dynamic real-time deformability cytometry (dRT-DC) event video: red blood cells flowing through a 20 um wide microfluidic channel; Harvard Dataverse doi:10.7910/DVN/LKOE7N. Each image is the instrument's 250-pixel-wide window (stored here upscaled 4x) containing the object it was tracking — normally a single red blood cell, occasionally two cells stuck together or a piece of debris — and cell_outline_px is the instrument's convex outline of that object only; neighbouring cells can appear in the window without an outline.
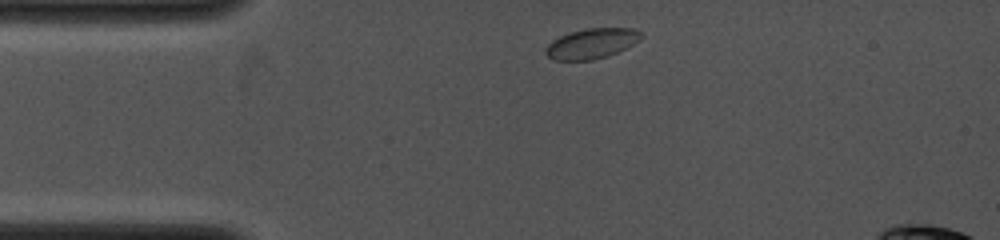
{"species": "common noctule bat (a hibernating species)", "species_latin": "Nyctalus noctula", "temperature_condition": "cold", "stored_images_in_passage": 6, "camera_frame_rate_fps": 4000, "um_per_image_px": 0.085, "animal": {"sex": "female", "body_mass_g": 19.0, "forearm_length_mm": 53.3}, "frame": {"image": 1, "passage_image": 1, "time_ms": 0.0, "image_size_px": [1000, 240], "cell_outline_px": [[644, 36], [640, 40], [608, 56], [592, 60], [552, 60], [544, 52], [544, 48], [552, 40], [568, 32], [584, 28], [636, 28]], "centroid_in_image_um": [50.26, 3.69], "position_along_channel_um": 34.7, "area_um2": 16.94}}
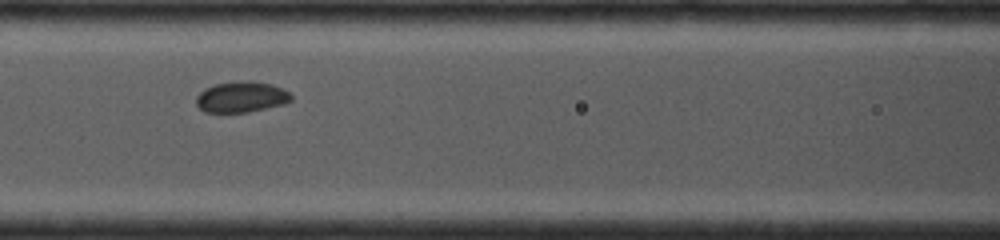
{"frame": {"image": 2, "passage_image": 5, "time_ms": 3.25, "image_size_px": [1000, 240], "cell_outline_px": [[292, 100], [284, 104], [248, 112], [204, 112], [196, 104], [196, 96], [204, 88], [216, 84], [244, 80], [272, 84], [288, 92], [292, 96]], "centroid_in_image_um": [20.5, 8.24], "position_along_channel_um": 146.1, "area_um2": 16.99}}
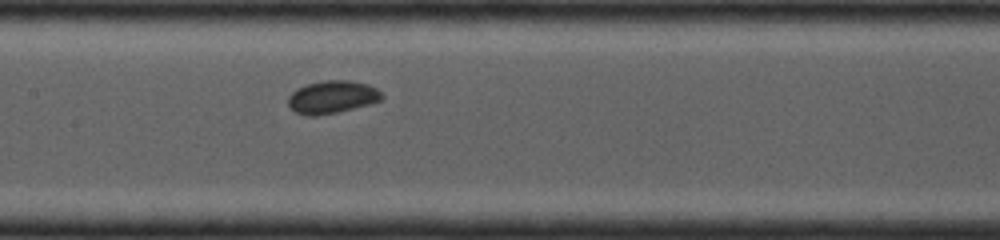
{"frame": {"image": 3, "passage_image": 6, "time_ms": 4.0, "image_size_px": [1000, 240], "cell_outline_px": [[384, 96], [380, 100], [368, 104], [336, 112], [316, 116], [304, 116], [296, 112], [288, 104], [288, 96], [296, 88], [304, 84], [324, 80], [348, 80], [368, 84], [376, 88]], "centroid_in_image_um": [28.19, 8.23], "position_along_channel_um": 179.2, "area_um2": 17.86}}